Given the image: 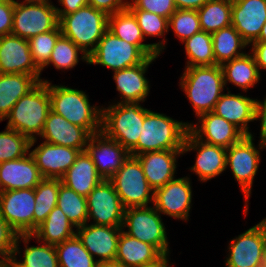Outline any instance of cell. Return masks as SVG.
Returning a JSON list of instances; mask_svg holds the SVG:
<instances>
[{"mask_svg":"<svg viewBox=\"0 0 266 267\" xmlns=\"http://www.w3.org/2000/svg\"><path fill=\"white\" fill-rule=\"evenodd\" d=\"M50 111L48 81H40L12 107L10 114L5 118L8 120L6 128L26 136L31 141V149L37 143Z\"/></svg>","mask_w":266,"mask_h":267,"instance_id":"obj_1","label":"cell"},{"mask_svg":"<svg viewBox=\"0 0 266 267\" xmlns=\"http://www.w3.org/2000/svg\"><path fill=\"white\" fill-rule=\"evenodd\" d=\"M42 81H48L51 111L85 128L91 135L101 132L102 106L90 105L86 92L61 84L54 85L49 80Z\"/></svg>","mask_w":266,"mask_h":267,"instance_id":"obj_2","label":"cell"},{"mask_svg":"<svg viewBox=\"0 0 266 267\" xmlns=\"http://www.w3.org/2000/svg\"><path fill=\"white\" fill-rule=\"evenodd\" d=\"M180 87L192 104L195 116L212 112L225 90L220 65L185 67Z\"/></svg>","mask_w":266,"mask_h":267,"instance_id":"obj_3","label":"cell"},{"mask_svg":"<svg viewBox=\"0 0 266 267\" xmlns=\"http://www.w3.org/2000/svg\"><path fill=\"white\" fill-rule=\"evenodd\" d=\"M189 122H182L146 108V116L137 145L129 152L137 156L145 152L182 150Z\"/></svg>","mask_w":266,"mask_h":267,"instance_id":"obj_4","label":"cell"},{"mask_svg":"<svg viewBox=\"0 0 266 267\" xmlns=\"http://www.w3.org/2000/svg\"><path fill=\"white\" fill-rule=\"evenodd\" d=\"M101 108V132L130 152L138 143L146 108L139 102H112Z\"/></svg>","mask_w":266,"mask_h":267,"instance_id":"obj_5","label":"cell"},{"mask_svg":"<svg viewBox=\"0 0 266 267\" xmlns=\"http://www.w3.org/2000/svg\"><path fill=\"white\" fill-rule=\"evenodd\" d=\"M62 35L72 40L87 56L96 48L108 30V15L92 6H85L59 19Z\"/></svg>","mask_w":266,"mask_h":267,"instance_id":"obj_6","label":"cell"},{"mask_svg":"<svg viewBox=\"0 0 266 267\" xmlns=\"http://www.w3.org/2000/svg\"><path fill=\"white\" fill-rule=\"evenodd\" d=\"M254 135H245L238 143L230 146L226 151V166L231 169L234 179L238 182L242 194L245 196L244 214L247 216L249 198L254 178L261 161V150L266 148L259 142L255 146ZM258 148V149H257Z\"/></svg>","mask_w":266,"mask_h":267,"instance_id":"obj_7","label":"cell"},{"mask_svg":"<svg viewBox=\"0 0 266 267\" xmlns=\"http://www.w3.org/2000/svg\"><path fill=\"white\" fill-rule=\"evenodd\" d=\"M161 213L154 206L125 208L122 229L126 234L156 247L163 255H170V246Z\"/></svg>","mask_w":266,"mask_h":267,"instance_id":"obj_8","label":"cell"},{"mask_svg":"<svg viewBox=\"0 0 266 267\" xmlns=\"http://www.w3.org/2000/svg\"><path fill=\"white\" fill-rule=\"evenodd\" d=\"M125 208L154 203V190L146 180L140 161L129 155L122 167L109 179Z\"/></svg>","mask_w":266,"mask_h":267,"instance_id":"obj_9","label":"cell"},{"mask_svg":"<svg viewBox=\"0 0 266 267\" xmlns=\"http://www.w3.org/2000/svg\"><path fill=\"white\" fill-rule=\"evenodd\" d=\"M147 58L137 45L130 44L107 30L95 50L88 56V64L101 65L114 72L137 66Z\"/></svg>","mask_w":266,"mask_h":267,"instance_id":"obj_10","label":"cell"},{"mask_svg":"<svg viewBox=\"0 0 266 267\" xmlns=\"http://www.w3.org/2000/svg\"><path fill=\"white\" fill-rule=\"evenodd\" d=\"M58 26L59 19L53 3H22L14 0L12 35L29 40Z\"/></svg>","mask_w":266,"mask_h":267,"instance_id":"obj_11","label":"cell"},{"mask_svg":"<svg viewBox=\"0 0 266 267\" xmlns=\"http://www.w3.org/2000/svg\"><path fill=\"white\" fill-rule=\"evenodd\" d=\"M266 247V220L247 229L228 244L226 267H262Z\"/></svg>","mask_w":266,"mask_h":267,"instance_id":"obj_12","label":"cell"},{"mask_svg":"<svg viewBox=\"0 0 266 267\" xmlns=\"http://www.w3.org/2000/svg\"><path fill=\"white\" fill-rule=\"evenodd\" d=\"M88 220L93 225L122 227L125 207L110 180L103 179L86 196Z\"/></svg>","mask_w":266,"mask_h":267,"instance_id":"obj_13","label":"cell"},{"mask_svg":"<svg viewBox=\"0 0 266 267\" xmlns=\"http://www.w3.org/2000/svg\"><path fill=\"white\" fill-rule=\"evenodd\" d=\"M34 189L0 192V213L18 234L33 233Z\"/></svg>","mask_w":266,"mask_h":267,"instance_id":"obj_14","label":"cell"},{"mask_svg":"<svg viewBox=\"0 0 266 267\" xmlns=\"http://www.w3.org/2000/svg\"><path fill=\"white\" fill-rule=\"evenodd\" d=\"M153 206L162 215L187 221L192 207V185L190 178H174L154 192Z\"/></svg>","mask_w":266,"mask_h":267,"instance_id":"obj_15","label":"cell"},{"mask_svg":"<svg viewBox=\"0 0 266 267\" xmlns=\"http://www.w3.org/2000/svg\"><path fill=\"white\" fill-rule=\"evenodd\" d=\"M197 151L195 164L189 170L207 182L226 171L227 149L197 139L189 130L185 136L182 153Z\"/></svg>","mask_w":266,"mask_h":267,"instance_id":"obj_16","label":"cell"},{"mask_svg":"<svg viewBox=\"0 0 266 267\" xmlns=\"http://www.w3.org/2000/svg\"><path fill=\"white\" fill-rule=\"evenodd\" d=\"M0 73L27 74L42 81L41 70L33 62L27 39L12 34L0 36Z\"/></svg>","mask_w":266,"mask_h":267,"instance_id":"obj_17","label":"cell"},{"mask_svg":"<svg viewBox=\"0 0 266 267\" xmlns=\"http://www.w3.org/2000/svg\"><path fill=\"white\" fill-rule=\"evenodd\" d=\"M197 118L198 123H189L188 130L205 143L228 149L245 136L233 123L226 121L214 112L201 114Z\"/></svg>","mask_w":266,"mask_h":267,"instance_id":"obj_18","label":"cell"},{"mask_svg":"<svg viewBox=\"0 0 266 267\" xmlns=\"http://www.w3.org/2000/svg\"><path fill=\"white\" fill-rule=\"evenodd\" d=\"M98 174L109 180L129 157V152L117 141L109 139L102 132L91 135L86 146Z\"/></svg>","mask_w":266,"mask_h":267,"instance_id":"obj_19","label":"cell"},{"mask_svg":"<svg viewBox=\"0 0 266 267\" xmlns=\"http://www.w3.org/2000/svg\"><path fill=\"white\" fill-rule=\"evenodd\" d=\"M121 231L122 227L93 225L87 222L76 228V235L97 262L113 261L117 254Z\"/></svg>","mask_w":266,"mask_h":267,"instance_id":"obj_20","label":"cell"},{"mask_svg":"<svg viewBox=\"0 0 266 267\" xmlns=\"http://www.w3.org/2000/svg\"><path fill=\"white\" fill-rule=\"evenodd\" d=\"M266 22V0H232L231 25L248 44L255 42Z\"/></svg>","mask_w":266,"mask_h":267,"instance_id":"obj_21","label":"cell"},{"mask_svg":"<svg viewBox=\"0 0 266 267\" xmlns=\"http://www.w3.org/2000/svg\"><path fill=\"white\" fill-rule=\"evenodd\" d=\"M43 178H61L75 162L78 149L43 141L30 150Z\"/></svg>","mask_w":266,"mask_h":267,"instance_id":"obj_22","label":"cell"},{"mask_svg":"<svg viewBox=\"0 0 266 267\" xmlns=\"http://www.w3.org/2000/svg\"><path fill=\"white\" fill-rule=\"evenodd\" d=\"M42 179L30 152L22 158L0 163V192L35 189Z\"/></svg>","mask_w":266,"mask_h":267,"instance_id":"obj_23","label":"cell"},{"mask_svg":"<svg viewBox=\"0 0 266 267\" xmlns=\"http://www.w3.org/2000/svg\"><path fill=\"white\" fill-rule=\"evenodd\" d=\"M108 31L130 44L137 45L148 57L159 56L167 43L164 38L157 43H142L146 38L142 35L136 17L128 8L108 16Z\"/></svg>","mask_w":266,"mask_h":267,"instance_id":"obj_24","label":"cell"},{"mask_svg":"<svg viewBox=\"0 0 266 267\" xmlns=\"http://www.w3.org/2000/svg\"><path fill=\"white\" fill-rule=\"evenodd\" d=\"M158 56L148 57L143 63L122 70L114 71L112 76L116 90L122 102H145L150 93L149 80L145 77L147 68Z\"/></svg>","mask_w":266,"mask_h":267,"instance_id":"obj_25","label":"cell"},{"mask_svg":"<svg viewBox=\"0 0 266 267\" xmlns=\"http://www.w3.org/2000/svg\"><path fill=\"white\" fill-rule=\"evenodd\" d=\"M91 134L83 127L74 125L64 117L50 111L45 121L40 138L45 142L86 150L87 142Z\"/></svg>","mask_w":266,"mask_h":267,"instance_id":"obj_26","label":"cell"},{"mask_svg":"<svg viewBox=\"0 0 266 267\" xmlns=\"http://www.w3.org/2000/svg\"><path fill=\"white\" fill-rule=\"evenodd\" d=\"M182 150L145 152L135 156L142 166L146 180L155 191L175 178L177 158Z\"/></svg>","mask_w":266,"mask_h":267,"instance_id":"obj_27","label":"cell"},{"mask_svg":"<svg viewBox=\"0 0 266 267\" xmlns=\"http://www.w3.org/2000/svg\"><path fill=\"white\" fill-rule=\"evenodd\" d=\"M226 89L228 93L221 95L212 112L233 123L245 135H251L248 123L255 121L257 99H252L240 93L232 94L228 87Z\"/></svg>","mask_w":266,"mask_h":267,"instance_id":"obj_28","label":"cell"},{"mask_svg":"<svg viewBox=\"0 0 266 267\" xmlns=\"http://www.w3.org/2000/svg\"><path fill=\"white\" fill-rule=\"evenodd\" d=\"M32 234H19L16 240L15 249L11 260L5 265L6 267H59L58 257L55 245L46 244L36 240L38 246H29ZM22 240V241H21ZM24 243V254L20 256V243ZM20 259L18 260V255Z\"/></svg>","mask_w":266,"mask_h":267,"instance_id":"obj_29","label":"cell"},{"mask_svg":"<svg viewBox=\"0 0 266 267\" xmlns=\"http://www.w3.org/2000/svg\"><path fill=\"white\" fill-rule=\"evenodd\" d=\"M124 230L120 233L115 257L124 267H147L164 256L156 247L126 234Z\"/></svg>","mask_w":266,"mask_h":267,"instance_id":"obj_30","label":"cell"},{"mask_svg":"<svg viewBox=\"0 0 266 267\" xmlns=\"http://www.w3.org/2000/svg\"><path fill=\"white\" fill-rule=\"evenodd\" d=\"M60 179L62 184L85 197L103 180L86 150L77 155Z\"/></svg>","mask_w":266,"mask_h":267,"instance_id":"obj_31","label":"cell"},{"mask_svg":"<svg viewBox=\"0 0 266 267\" xmlns=\"http://www.w3.org/2000/svg\"><path fill=\"white\" fill-rule=\"evenodd\" d=\"M39 82L32 75L0 73V122L10 114L15 103Z\"/></svg>","mask_w":266,"mask_h":267,"instance_id":"obj_32","label":"cell"},{"mask_svg":"<svg viewBox=\"0 0 266 267\" xmlns=\"http://www.w3.org/2000/svg\"><path fill=\"white\" fill-rule=\"evenodd\" d=\"M221 68L225 87L229 82L242 89L243 92H247L261 79V72H259L251 53H245L238 58L225 62L221 65Z\"/></svg>","mask_w":266,"mask_h":267,"instance_id":"obj_33","label":"cell"},{"mask_svg":"<svg viewBox=\"0 0 266 267\" xmlns=\"http://www.w3.org/2000/svg\"><path fill=\"white\" fill-rule=\"evenodd\" d=\"M76 228L56 206L48 214L45 221L32 233L33 238L46 244L57 245L76 235ZM75 230V231H74Z\"/></svg>","mask_w":266,"mask_h":267,"instance_id":"obj_34","label":"cell"},{"mask_svg":"<svg viewBox=\"0 0 266 267\" xmlns=\"http://www.w3.org/2000/svg\"><path fill=\"white\" fill-rule=\"evenodd\" d=\"M211 36L216 65L221 66L244 55L245 51L242 50L249 46L232 25L211 33Z\"/></svg>","mask_w":266,"mask_h":267,"instance_id":"obj_35","label":"cell"},{"mask_svg":"<svg viewBox=\"0 0 266 267\" xmlns=\"http://www.w3.org/2000/svg\"><path fill=\"white\" fill-rule=\"evenodd\" d=\"M197 13L202 31H219L231 25L232 0H209Z\"/></svg>","mask_w":266,"mask_h":267,"instance_id":"obj_36","label":"cell"},{"mask_svg":"<svg viewBox=\"0 0 266 267\" xmlns=\"http://www.w3.org/2000/svg\"><path fill=\"white\" fill-rule=\"evenodd\" d=\"M59 178H43L35 187V206L33 215V232L40 226L51 210L57 206Z\"/></svg>","mask_w":266,"mask_h":267,"instance_id":"obj_37","label":"cell"},{"mask_svg":"<svg viewBox=\"0 0 266 267\" xmlns=\"http://www.w3.org/2000/svg\"><path fill=\"white\" fill-rule=\"evenodd\" d=\"M181 43L188 59L185 67L216 65L211 33L201 30Z\"/></svg>","mask_w":266,"mask_h":267,"instance_id":"obj_38","label":"cell"},{"mask_svg":"<svg viewBox=\"0 0 266 267\" xmlns=\"http://www.w3.org/2000/svg\"><path fill=\"white\" fill-rule=\"evenodd\" d=\"M57 206L76 228L89 222L86 197L62 183L59 186Z\"/></svg>","mask_w":266,"mask_h":267,"instance_id":"obj_39","label":"cell"},{"mask_svg":"<svg viewBox=\"0 0 266 267\" xmlns=\"http://www.w3.org/2000/svg\"><path fill=\"white\" fill-rule=\"evenodd\" d=\"M59 267H95L97 261L77 235L55 245Z\"/></svg>","mask_w":266,"mask_h":267,"instance_id":"obj_40","label":"cell"},{"mask_svg":"<svg viewBox=\"0 0 266 267\" xmlns=\"http://www.w3.org/2000/svg\"><path fill=\"white\" fill-rule=\"evenodd\" d=\"M80 59L88 64V56L86 53H84L72 40L61 35L52 50L48 63L43 69L51 64L57 70H70L78 65Z\"/></svg>","mask_w":266,"mask_h":267,"instance_id":"obj_41","label":"cell"},{"mask_svg":"<svg viewBox=\"0 0 266 267\" xmlns=\"http://www.w3.org/2000/svg\"><path fill=\"white\" fill-rule=\"evenodd\" d=\"M30 140L9 128L0 132V163L16 160L30 152Z\"/></svg>","mask_w":266,"mask_h":267,"instance_id":"obj_42","label":"cell"},{"mask_svg":"<svg viewBox=\"0 0 266 267\" xmlns=\"http://www.w3.org/2000/svg\"><path fill=\"white\" fill-rule=\"evenodd\" d=\"M168 28H172L175 37L181 42L201 31L199 16L194 9H177L168 19Z\"/></svg>","mask_w":266,"mask_h":267,"instance_id":"obj_43","label":"cell"},{"mask_svg":"<svg viewBox=\"0 0 266 267\" xmlns=\"http://www.w3.org/2000/svg\"><path fill=\"white\" fill-rule=\"evenodd\" d=\"M61 35V29L58 26L54 30L38 34L28 40L33 62L41 70V73L43 67L48 63L52 50Z\"/></svg>","mask_w":266,"mask_h":267,"instance_id":"obj_44","label":"cell"},{"mask_svg":"<svg viewBox=\"0 0 266 267\" xmlns=\"http://www.w3.org/2000/svg\"><path fill=\"white\" fill-rule=\"evenodd\" d=\"M136 17L138 26L141 28L143 37H164L168 28V18H164L152 12L127 7Z\"/></svg>","mask_w":266,"mask_h":267,"instance_id":"obj_45","label":"cell"},{"mask_svg":"<svg viewBox=\"0 0 266 267\" xmlns=\"http://www.w3.org/2000/svg\"><path fill=\"white\" fill-rule=\"evenodd\" d=\"M18 235L0 213V265L11 260Z\"/></svg>","mask_w":266,"mask_h":267,"instance_id":"obj_46","label":"cell"},{"mask_svg":"<svg viewBox=\"0 0 266 267\" xmlns=\"http://www.w3.org/2000/svg\"><path fill=\"white\" fill-rule=\"evenodd\" d=\"M127 7H136L168 19L177 10L173 0H129Z\"/></svg>","mask_w":266,"mask_h":267,"instance_id":"obj_47","label":"cell"},{"mask_svg":"<svg viewBox=\"0 0 266 267\" xmlns=\"http://www.w3.org/2000/svg\"><path fill=\"white\" fill-rule=\"evenodd\" d=\"M13 14L14 0H0V36L11 34Z\"/></svg>","mask_w":266,"mask_h":267,"instance_id":"obj_48","label":"cell"},{"mask_svg":"<svg viewBox=\"0 0 266 267\" xmlns=\"http://www.w3.org/2000/svg\"><path fill=\"white\" fill-rule=\"evenodd\" d=\"M88 5L105 12L108 16L127 8V0H88Z\"/></svg>","mask_w":266,"mask_h":267,"instance_id":"obj_49","label":"cell"},{"mask_svg":"<svg viewBox=\"0 0 266 267\" xmlns=\"http://www.w3.org/2000/svg\"><path fill=\"white\" fill-rule=\"evenodd\" d=\"M260 121V140L259 142L266 146V97L263 101L256 100L255 121Z\"/></svg>","mask_w":266,"mask_h":267,"instance_id":"obj_50","label":"cell"},{"mask_svg":"<svg viewBox=\"0 0 266 267\" xmlns=\"http://www.w3.org/2000/svg\"><path fill=\"white\" fill-rule=\"evenodd\" d=\"M58 3L63 7V8H58L56 6L58 19H60L64 15H68L70 13L77 11L82 7L87 6L88 0H58Z\"/></svg>","mask_w":266,"mask_h":267,"instance_id":"obj_51","label":"cell"},{"mask_svg":"<svg viewBox=\"0 0 266 267\" xmlns=\"http://www.w3.org/2000/svg\"><path fill=\"white\" fill-rule=\"evenodd\" d=\"M251 54L254 57L258 70H266V42H253L250 44Z\"/></svg>","mask_w":266,"mask_h":267,"instance_id":"obj_52","label":"cell"},{"mask_svg":"<svg viewBox=\"0 0 266 267\" xmlns=\"http://www.w3.org/2000/svg\"><path fill=\"white\" fill-rule=\"evenodd\" d=\"M177 9H200L209 0H173Z\"/></svg>","mask_w":266,"mask_h":267,"instance_id":"obj_53","label":"cell"},{"mask_svg":"<svg viewBox=\"0 0 266 267\" xmlns=\"http://www.w3.org/2000/svg\"><path fill=\"white\" fill-rule=\"evenodd\" d=\"M169 256L170 255H164L157 262L150 264L147 267H171L173 264H169Z\"/></svg>","mask_w":266,"mask_h":267,"instance_id":"obj_54","label":"cell"},{"mask_svg":"<svg viewBox=\"0 0 266 267\" xmlns=\"http://www.w3.org/2000/svg\"><path fill=\"white\" fill-rule=\"evenodd\" d=\"M95 267H124L121 263L116 260L113 261H99Z\"/></svg>","mask_w":266,"mask_h":267,"instance_id":"obj_55","label":"cell"},{"mask_svg":"<svg viewBox=\"0 0 266 267\" xmlns=\"http://www.w3.org/2000/svg\"><path fill=\"white\" fill-rule=\"evenodd\" d=\"M255 42H266V22L262 27L259 38Z\"/></svg>","mask_w":266,"mask_h":267,"instance_id":"obj_56","label":"cell"},{"mask_svg":"<svg viewBox=\"0 0 266 267\" xmlns=\"http://www.w3.org/2000/svg\"><path fill=\"white\" fill-rule=\"evenodd\" d=\"M22 3H52L51 0H23Z\"/></svg>","mask_w":266,"mask_h":267,"instance_id":"obj_57","label":"cell"},{"mask_svg":"<svg viewBox=\"0 0 266 267\" xmlns=\"http://www.w3.org/2000/svg\"><path fill=\"white\" fill-rule=\"evenodd\" d=\"M262 267H266V247H265V251H264Z\"/></svg>","mask_w":266,"mask_h":267,"instance_id":"obj_58","label":"cell"}]
</instances>
